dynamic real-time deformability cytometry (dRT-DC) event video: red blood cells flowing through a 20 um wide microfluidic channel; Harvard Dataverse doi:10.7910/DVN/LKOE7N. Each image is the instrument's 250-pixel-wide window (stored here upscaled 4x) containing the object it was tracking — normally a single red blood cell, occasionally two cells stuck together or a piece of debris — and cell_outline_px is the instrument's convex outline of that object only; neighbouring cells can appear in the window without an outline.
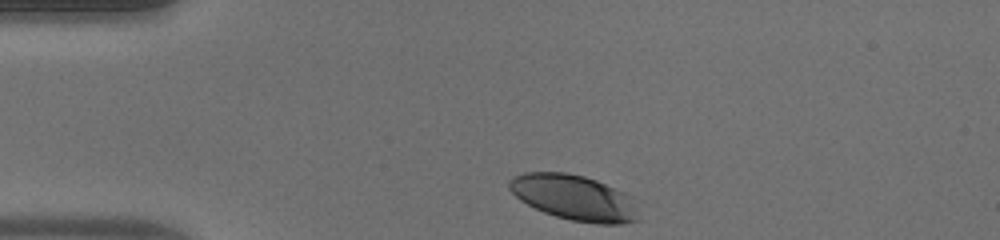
{"species": "human", "species_latin": "Homo sapiens", "temperature_condition": "warm", "stored_images_in_passage": 33, "camera_frame_rate_fps": 3000, "um_per_image_px": 0.085, "donor": {"sex": "male"}, "frame": {"image": 1, "passage_image": 1, "time_ms": 0.0, "image_size_px": [1000, 240], "cell_outline_px": [[640, 220], [620, 224], [596, 224], [572, 220], [556, 216], [544, 212], [520, 200], [508, 188], [508, 180], [524, 172], [564, 172], [584, 176], [596, 180], [624, 192]], "centroid_in_image_um": [48.74, 16.79], "position_along_channel_um": 36.3, "area_um2": 33.64}}
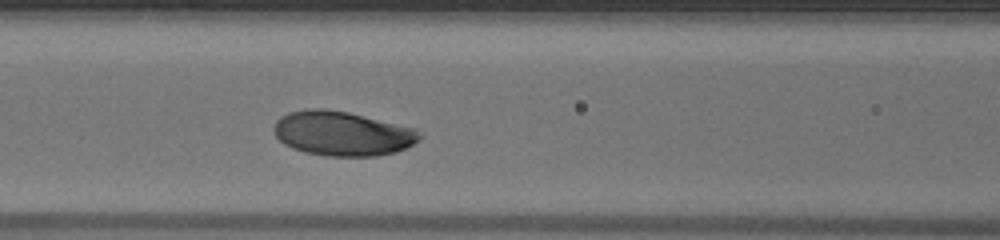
{"frame": {"image": 2, "passage_image": 12, "time_ms": 3.667, "image_size_px": [1000, 240], "cell_outline_px": [[424, 136], [420, 140], [408, 148], [396, 152], [376, 156], [328, 156], [304, 152], [292, 148], [284, 144], [276, 136], [272, 128], [276, 120], [280, 116], [288, 112], [308, 108], [324, 108], [348, 112], [416, 128]], "centroid_in_image_um": [29.11, 11.34], "position_along_channel_um": 137.5, "area_um2": 38.26}}
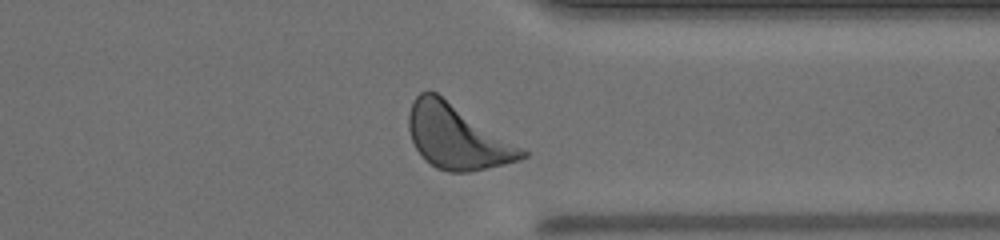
{"frame": {"image": 3, "passage_image": 30, "time_ms": 9.667, "image_size_px": [1000, 240], "cell_outline_px": [[528, 156], [520, 160], [504, 164], [468, 172], [448, 172], [436, 168], [424, 160], [416, 148], [412, 140], [408, 128], [408, 112], [412, 100], [420, 92], [436, 92], [528, 152]], "centroid_in_image_um": [38.81, 11.64], "position_along_channel_um": 372.6, "area_um2": 41.96}, "authors_computed_cell_mechanics": {"area_um2": 37.3966, "velocity_mm_per_s": 3.9556, "shape_relaxation_time_tau1_ms": 1.5057, "shape_relaxation_time_tau2_ms": null, "deformation_change_tau1": 0.0943, "deformation_change_tau2": null}}